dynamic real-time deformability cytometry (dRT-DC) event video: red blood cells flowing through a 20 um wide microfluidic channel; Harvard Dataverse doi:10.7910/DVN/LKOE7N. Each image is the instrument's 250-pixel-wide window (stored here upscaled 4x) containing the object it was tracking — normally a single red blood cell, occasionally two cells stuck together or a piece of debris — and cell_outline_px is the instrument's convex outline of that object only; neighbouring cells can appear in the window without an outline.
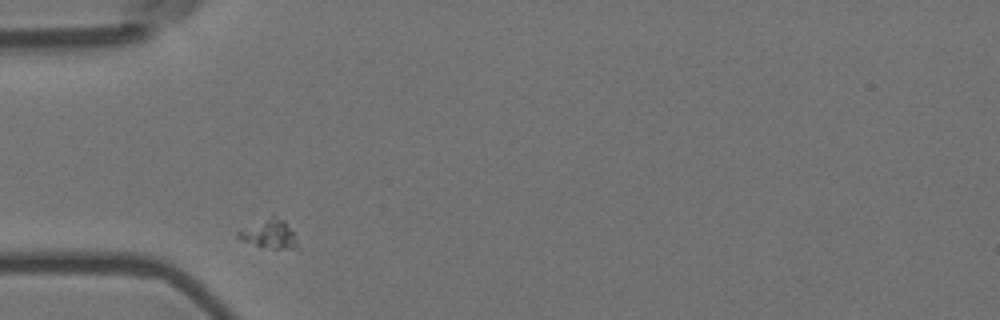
{"species": "Egyptian fruit bat (a non-hibernating species)", "species_latin": "Rousettus aegyptiacus", "temperature_condition": "room temperature", "stored_images_in_passage": 3, "camera_frame_rate_fps": 3000, "um_per_image_px": 0.085, "animal": {"sex": "female"}, "frame": {"image": 1, "passage_image": 1, "time_ms": 0.0, "image_size_px": [1000, 320], "cell_outline_px": [[296, 248], [260, 248], [240, 240], [236, 236], [236, 232], [272, 212], [284, 220], [292, 232], [296, 240]], "centroid_in_image_um": [22.8, 19.84], "position_along_channel_um": 62.2, "area_um2": 10.29}}
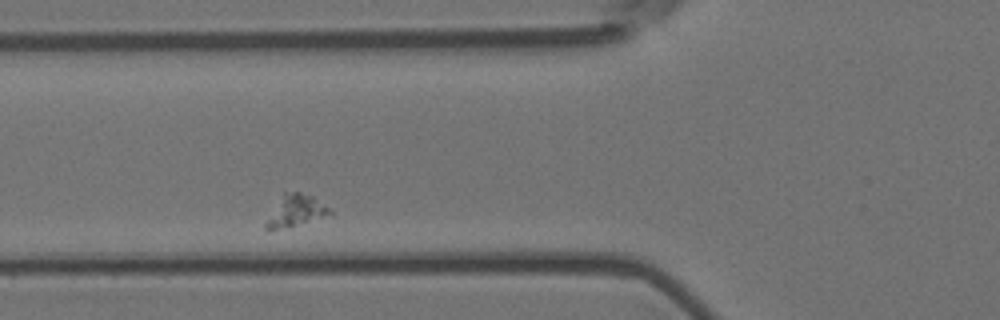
{"frame": {"image": 2, "passage_image": 2, "time_ms": 0.333, "image_size_px": [1000, 320], "cell_outline_px": [[332, 216], [268, 232], [264, 228], [264, 224], [284, 192], [300, 192], [312, 196], [328, 208], [332, 212]], "centroid_in_image_um": [25.13, 17.96], "position_along_channel_um": 100.7, "area_um2": 11.73}}
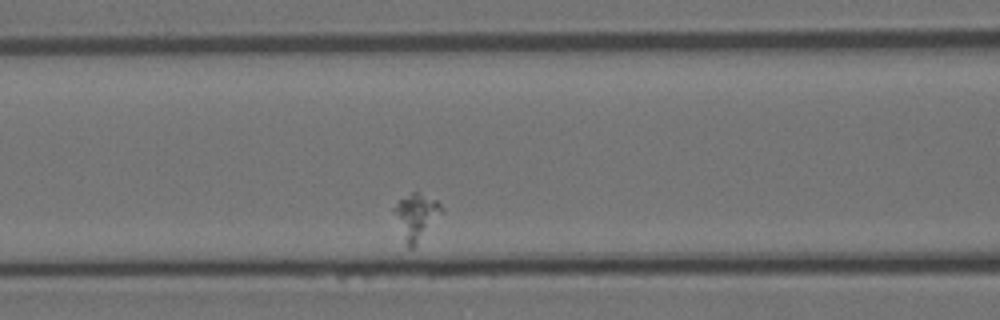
{"frame": {"image": 3, "passage_image": 3, "time_ms": 0.667, "image_size_px": [1000, 320], "cell_outline_px": [[444, 212], [412, 248], [408, 248], [404, 240], [392, 208], [400, 200], [412, 192], [416, 192], [436, 200], [444, 208]], "centroid_in_image_um": [35.39, 18.39], "position_along_channel_um": 131.2, "area_um2": 12.37}}